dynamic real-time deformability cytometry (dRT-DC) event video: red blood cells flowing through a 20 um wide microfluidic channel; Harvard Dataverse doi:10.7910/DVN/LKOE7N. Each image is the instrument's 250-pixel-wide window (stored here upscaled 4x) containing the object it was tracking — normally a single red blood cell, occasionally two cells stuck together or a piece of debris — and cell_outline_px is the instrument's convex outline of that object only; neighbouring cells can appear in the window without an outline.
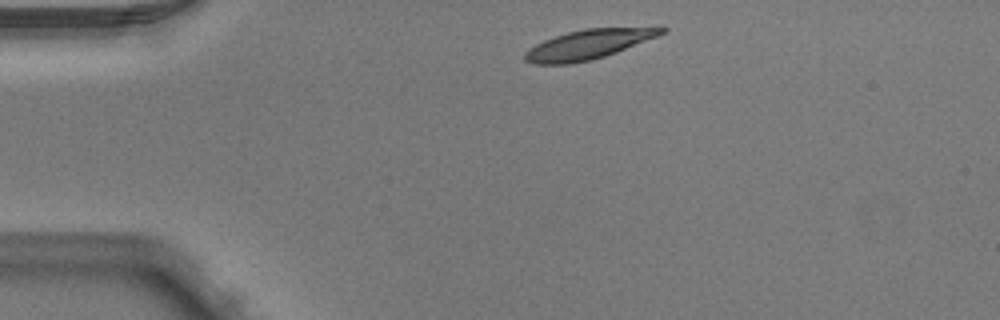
{"species": "Egyptian fruit bat (a non-hibernating species)", "species_latin": "Rousettus aegyptiacus", "temperature_condition": "warm", "stored_images_in_passage": 2, "camera_frame_rate_fps": 3000, "um_per_image_px": 0.085, "animal": {"sex": "male"}, "frame": {"image": 1, "passage_image": 1, "time_ms": 0.0, "image_size_px": [1000, 320], "cell_outline_px": [[668, 28], [664, 32], [656, 36], [616, 52], [592, 60], [568, 64], [532, 64], [524, 60], [524, 52], [528, 48], [544, 40], [568, 32], [584, 28], [660, 24]], "centroid_in_image_um": [50.11, 3.72], "position_along_channel_um": 34.9, "area_um2": 24.22}}